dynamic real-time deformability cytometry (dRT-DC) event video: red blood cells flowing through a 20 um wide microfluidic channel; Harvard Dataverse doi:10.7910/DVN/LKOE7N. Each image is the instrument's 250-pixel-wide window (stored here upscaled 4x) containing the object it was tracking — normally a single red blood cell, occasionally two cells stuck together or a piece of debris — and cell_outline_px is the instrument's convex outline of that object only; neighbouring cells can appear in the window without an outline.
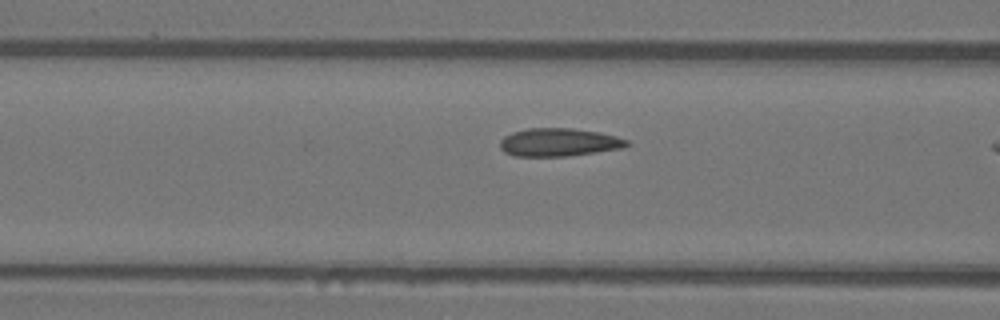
{"species": "Egyptian fruit bat (a non-hibernating species)", "species_latin": "Rousettus aegyptiacus", "temperature_condition": "warm", "stored_images_in_passage": 15, "camera_frame_rate_fps": 3000, "um_per_image_px": 0.085, "animal": {"sex": "female"}, "frame": {"image": 1, "passage_image": 13, "time_ms": 4.0, "image_size_px": [1000, 320], "cell_outline_px": [[628, 144], [624, 148], [568, 156], [516, 156], [504, 152], [500, 148], [500, 140], [504, 136], [512, 132], [528, 128], [572, 128], [600, 132], [616, 136], [628, 140]], "centroid_in_image_um": [47.5, 12.09], "position_along_channel_um": 119.1, "area_um2": 20.81}}